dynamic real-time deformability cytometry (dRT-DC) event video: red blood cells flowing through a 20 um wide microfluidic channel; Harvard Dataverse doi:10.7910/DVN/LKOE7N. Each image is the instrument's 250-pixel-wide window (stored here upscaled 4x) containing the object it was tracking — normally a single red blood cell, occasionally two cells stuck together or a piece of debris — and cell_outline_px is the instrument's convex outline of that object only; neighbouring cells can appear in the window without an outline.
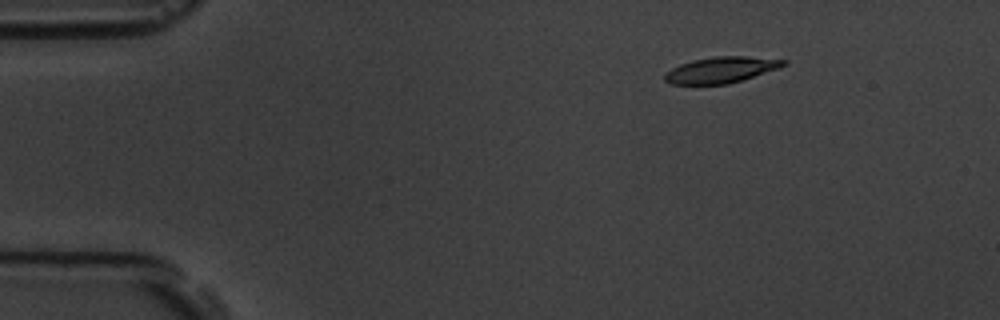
{"species": "common noctule bat (a hibernating species)", "species_latin": "Nyctalus noctula", "temperature_condition": "room temperature", "stored_images_in_passage": 11, "camera_frame_rate_fps": 3000, "um_per_image_px": 0.085, "animal": {"sex": "male", "body_mass_g": 19.5, "forearm_length_mm": 54.6}, "frame": {"image": 1, "passage_image": 2, "time_ms": 2.0, "image_size_px": [1000, 320], "cell_outline_px": [[788, 64], [780, 68], [728, 84], [668, 84], [664, 80], [664, 76], [672, 68], [680, 64], [692, 60], [716, 56], [748, 56], [788, 60]], "centroid_in_image_um": [61.32, 5.93], "position_along_channel_um": 23.7, "area_um2": 18.03}}
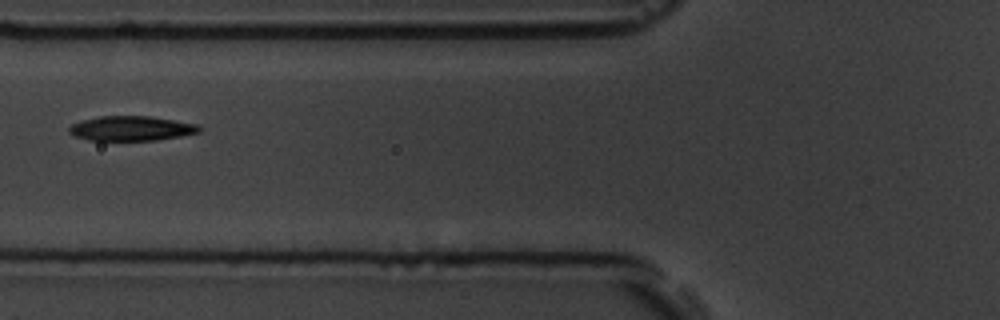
{"frame": {"image": 2, "passage_image": 6, "time_ms": 6.667, "image_size_px": [1000, 320], "cell_outline_px": [[204, 128], [200, 132], [180, 136], [156, 140], [88, 140], [76, 136], [68, 132], [68, 128], [72, 124], [84, 120], [100, 116], [148, 116], [200, 124]], "centroid_in_image_um": [11.21, 10.91], "position_along_channel_um": 114.6, "area_um2": 18.73}}
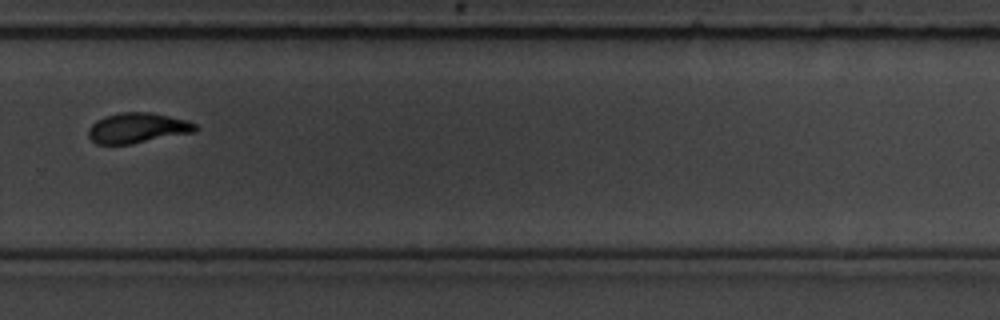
{"frame": {"image": 3, "passage_image": 11, "time_ms": 12.333, "image_size_px": [1000, 320], "cell_outline_px": [[200, 128], [196, 132], [132, 144], [96, 144], [88, 136], [88, 128], [96, 120], [104, 116], [120, 112], [148, 112], [188, 120], [196, 124]], "centroid_in_image_um": [11.7, 10.88], "position_along_channel_um": 318.1, "area_um2": 19.07}}